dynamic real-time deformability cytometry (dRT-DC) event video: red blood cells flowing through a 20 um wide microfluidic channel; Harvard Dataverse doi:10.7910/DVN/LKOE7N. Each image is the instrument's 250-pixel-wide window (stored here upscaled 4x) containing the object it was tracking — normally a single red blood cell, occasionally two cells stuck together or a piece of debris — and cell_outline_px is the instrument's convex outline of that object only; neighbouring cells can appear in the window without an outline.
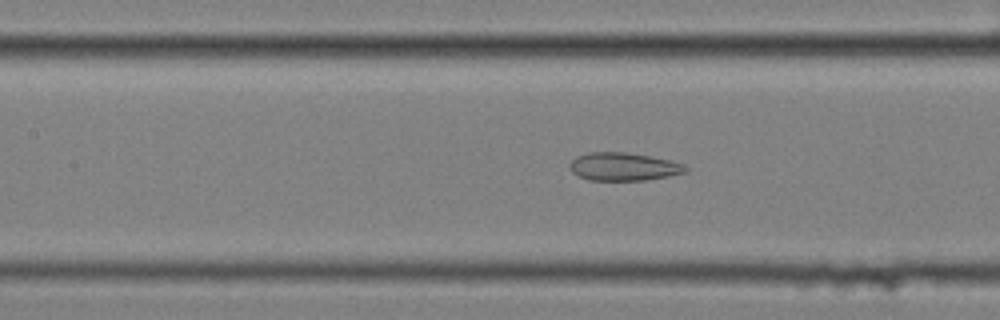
{"species": "common noctule bat (a hibernating species)", "species_latin": "Nyctalus noctula", "temperature_condition": "cold", "stored_images_in_passage": 46, "camera_frame_rate_fps": 3000, "um_per_image_px": 0.085, "animal": {"sex": "female", "body_mass_g": 25.1}, "frame": {"image": 1, "passage_image": 22, "time_ms": 7.0, "image_size_px": [1000, 320], "cell_outline_px": [[688, 172], [668, 176], [644, 180], [588, 180], [572, 172], [568, 168], [568, 164], [576, 156], [588, 152], [624, 152], [672, 160], [684, 164], [688, 168]], "centroid_in_image_um": [52.99, 14.16], "position_along_channel_um": 154.4, "area_um2": 19.02}}
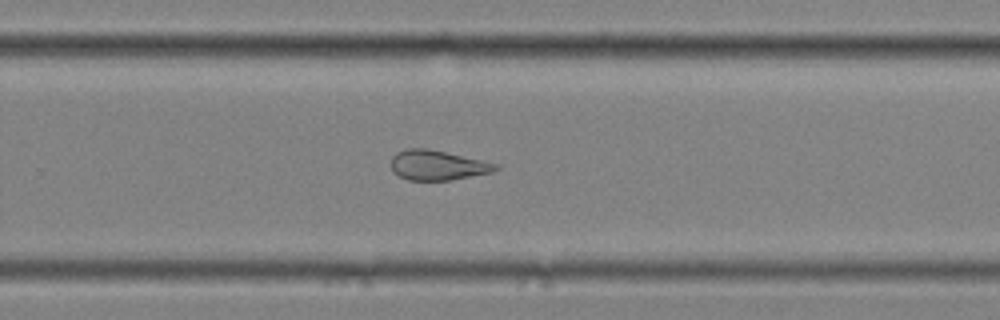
{"frame": {"image": 2, "passage_image": 34, "time_ms": 11.0, "image_size_px": [1000, 320], "cell_outline_px": [[500, 168], [492, 172], [448, 180], [408, 180], [392, 172], [392, 156], [396, 152], [404, 148], [428, 148], [484, 160], [500, 164]], "centroid_in_image_um": [37.2, 14.02], "position_along_channel_um": 292.6, "area_um2": 18.32}}
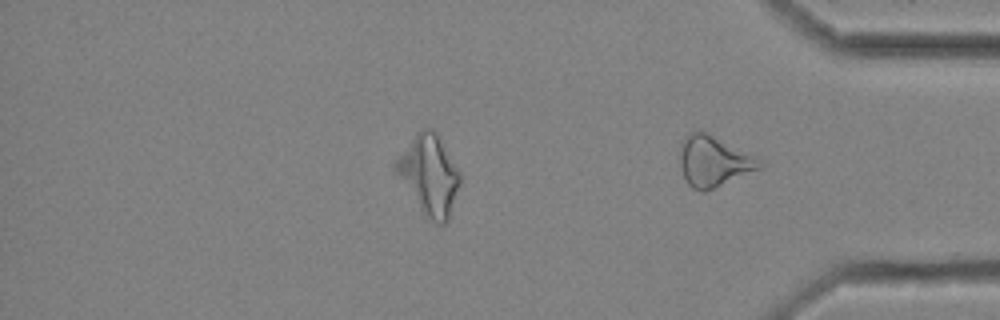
{"frame": {"image": 3, "passage_image": 46, "time_ms": 15.0, "image_size_px": [1000, 320], "cell_outline_px": [[764, 164], [760, 168], [704, 192], [700, 192], [692, 188], [688, 184], [684, 176], [680, 164], [680, 144], [684, 136], [700, 128], [708, 132], [752, 156]], "centroid_in_image_um": [60.58, 13.69], "position_along_channel_um": 374.6, "area_um2": 23.18}, "authors_computed_cell_mechanics": {"area_um2": 18.9584, "velocity_mm_per_s": 3.4664, "shape_relaxation_time_tau1_ms": null, "shape_relaxation_time_tau2_ms": 2.7591, "deformation_change_tau1": null, "deformation_change_tau2": 0.1244}}